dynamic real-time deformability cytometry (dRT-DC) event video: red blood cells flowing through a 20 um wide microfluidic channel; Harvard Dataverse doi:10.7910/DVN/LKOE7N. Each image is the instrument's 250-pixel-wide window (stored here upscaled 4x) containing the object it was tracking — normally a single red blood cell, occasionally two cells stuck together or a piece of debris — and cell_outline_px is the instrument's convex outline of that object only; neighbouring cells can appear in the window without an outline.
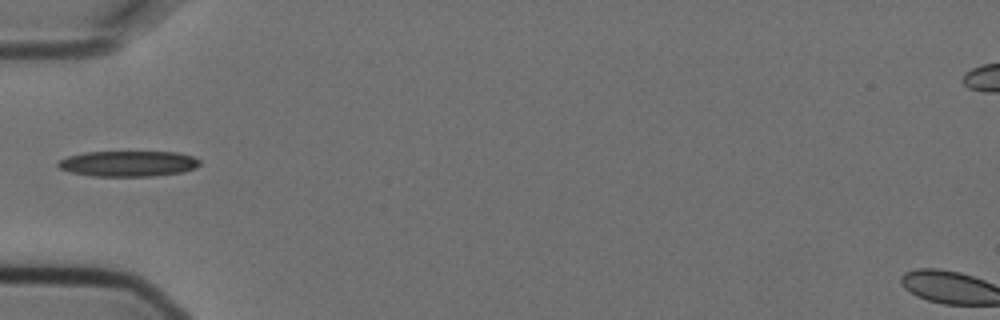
{"species": "Egyptian fruit bat (a non-hibernating species)", "species_latin": "Rousettus aegyptiacus", "temperature_condition": "cold", "stored_images_in_passage": 6, "camera_frame_rate_fps": 3000, "um_per_image_px": 0.085, "animal": {"sex": "female"}, "frame": {"image": 1, "passage_image": 6, "time_ms": 1.667, "image_size_px": [1000, 320], "cell_outline_px": [[200, 164], [196, 168], [184, 172], [152, 176], [92, 176], [72, 172], [60, 168], [56, 164], [60, 160], [68, 156], [84, 152], [180, 152], [192, 156], [200, 160]], "centroid_in_image_um": [10.94, 13.9], "position_along_channel_um": 74.1, "area_um2": 21.21}}